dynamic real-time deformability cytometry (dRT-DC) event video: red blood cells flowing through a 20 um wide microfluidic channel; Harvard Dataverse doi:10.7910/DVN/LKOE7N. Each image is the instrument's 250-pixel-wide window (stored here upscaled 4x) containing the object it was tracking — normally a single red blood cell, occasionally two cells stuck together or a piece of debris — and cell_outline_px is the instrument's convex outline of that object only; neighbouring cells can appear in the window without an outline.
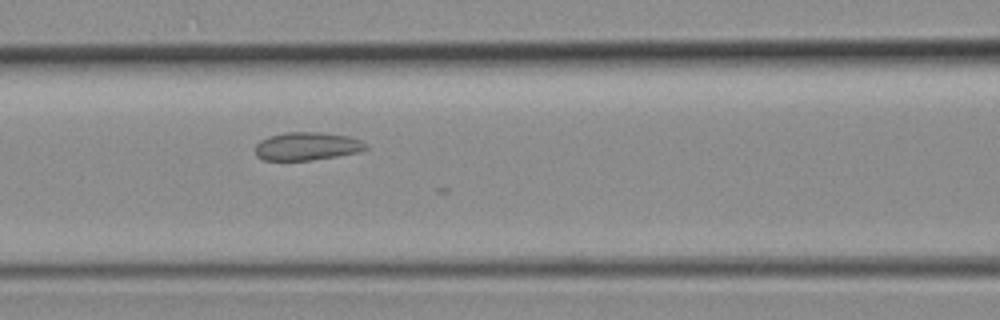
{"species": "common noctule bat (a hibernating species)", "species_latin": "Nyctalus noctula", "temperature_condition": "room temperature", "stored_images_in_passage": 16, "camera_frame_rate_fps": 3000, "um_per_image_px": 0.085, "animal": {"sex": "female", "body_mass_g": 19.3, "forearm_length_mm": 54.1}, "frame": {"image": 1, "passage_image": 13, "time_ms": 4.0, "image_size_px": [1000, 320], "cell_outline_px": [[368, 148], [360, 152], [312, 160], [264, 160], [256, 156], [256, 144], [260, 140], [268, 136], [284, 132], [320, 132], [348, 136], [360, 140], [368, 144]], "centroid_in_image_um": [26.1, 12.42], "position_along_channel_um": 140.5, "area_um2": 18.21}}